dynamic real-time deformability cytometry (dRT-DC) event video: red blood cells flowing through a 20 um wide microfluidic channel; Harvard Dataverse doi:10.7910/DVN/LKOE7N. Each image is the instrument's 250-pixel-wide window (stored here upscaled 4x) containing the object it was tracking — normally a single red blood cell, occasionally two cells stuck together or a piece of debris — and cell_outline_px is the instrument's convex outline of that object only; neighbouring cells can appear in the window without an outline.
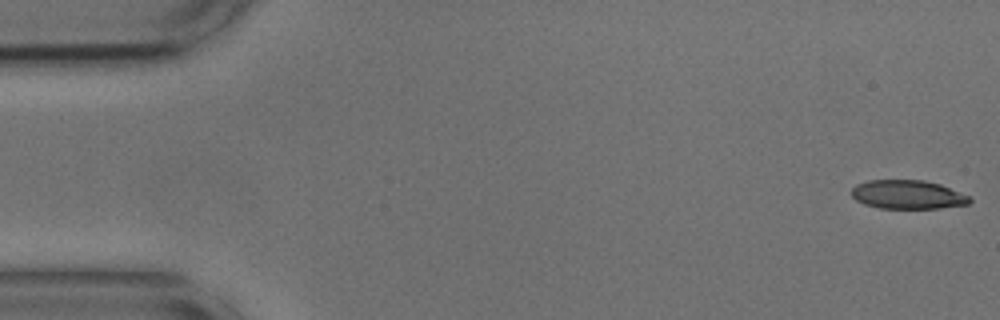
{"species": "common noctule bat (a hibernating species)", "species_latin": "Nyctalus noctula", "temperature_condition": "cold", "stored_images_in_passage": 54, "camera_frame_rate_fps": 3000, "um_per_image_px": 0.085, "animal": {"sex": "male", "body_mass_g": 17.9, "forearm_length_mm": 54.2}, "frame": {"image": 1, "passage_image": 1, "time_ms": 0.0, "image_size_px": [1000, 320], "cell_outline_px": [[972, 200], [968, 204], [940, 208], [880, 208], [864, 204], [856, 200], [852, 196], [852, 188], [856, 184], [868, 180], [924, 180], [940, 184], [968, 196]], "centroid_in_image_um": [77.13, 16.53], "position_along_channel_um": 7.9, "area_um2": 19.71}}
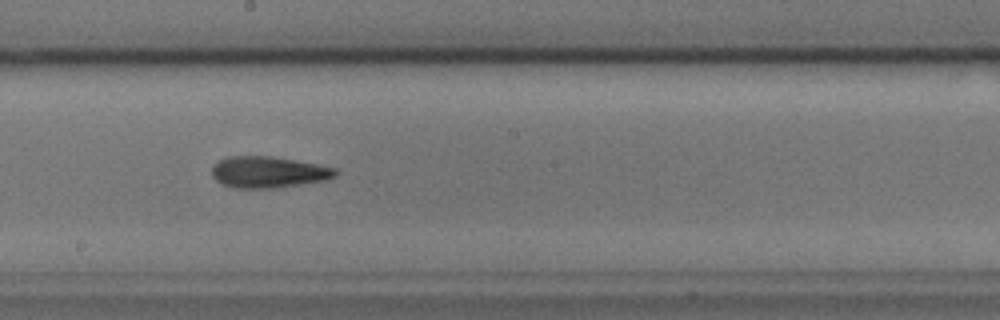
{"frame": {"image": 2, "passage_image": 29, "time_ms": 9.333, "image_size_px": [1000, 320], "cell_outline_px": [[340, 172], [336, 176], [328, 180], [276, 188], [232, 188], [220, 184], [212, 176], [212, 168], [220, 160], [228, 156], [268, 156], [316, 164], [336, 168]], "centroid_in_image_um": [22.82, 14.65], "position_along_channel_um": 225.4, "area_um2": 22.66}}
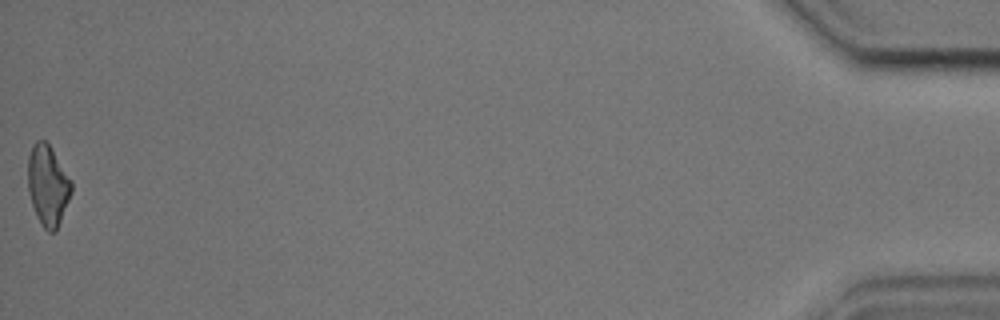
{"frame": {"image": 3, "passage_image": 54, "time_ms": 17.667, "image_size_px": [1000, 320], "cell_outline_px": [[72, 192], [56, 232], [48, 232], [40, 224], [36, 216], [28, 192], [28, 156], [32, 144], [36, 140], [44, 140], [48, 144], [72, 180]], "centroid_in_image_um": [4.06, 15.77], "position_along_channel_um": 431.1, "area_um2": 20.52}, "authors_computed_cell_mechanics": {"area_um2": 21.5305, "velocity_mm_per_s": 3.6693, "shape_relaxation_time_tau1_ms": 10.2259, "shape_relaxation_time_tau2_ms": 4.6084, "deformation_change_tau1": 0.2015, "deformation_change_tau2": 0.1435}}